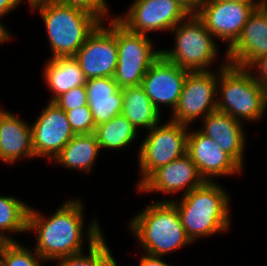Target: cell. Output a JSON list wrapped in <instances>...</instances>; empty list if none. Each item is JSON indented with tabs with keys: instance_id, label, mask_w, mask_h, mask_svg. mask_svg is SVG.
<instances>
[{
	"instance_id": "cell-36",
	"label": "cell",
	"mask_w": 267,
	"mask_h": 266,
	"mask_svg": "<svg viewBox=\"0 0 267 266\" xmlns=\"http://www.w3.org/2000/svg\"><path fill=\"white\" fill-rule=\"evenodd\" d=\"M0 18H2V16H0ZM9 39H11V34L10 32L7 31L5 26L1 24V21H0V44L8 41Z\"/></svg>"
},
{
	"instance_id": "cell-34",
	"label": "cell",
	"mask_w": 267,
	"mask_h": 266,
	"mask_svg": "<svg viewBox=\"0 0 267 266\" xmlns=\"http://www.w3.org/2000/svg\"><path fill=\"white\" fill-rule=\"evenodd\" d=\"M20 0H0V16H5L13 11L19 4Z\"/></svg>"
},
{
	"instance_id": "cell-10",
	"label": "cell",
	"mask_w": 267,
	"mask_h": 266,
	"mask_svg": "<svg viewBox=\"0 0 267 266\" xmlns=\"http://www.w3.org/2000/svg\"><path fill=\"white\" fill-rule=\"evenodd\" d=\"M110 26L100 22L89 34L74 58L85 78L114 77L118 62L116 35L113 33V17Z\"/></svg>"
},
{
	"instance_id": "cell-1",
	"label": "cell",
	"mask_w": 267,
	"mask_h": 266,
	"mask_svg": "<svg viewBox=\"0 0 267 266\" xmlns=\"http://www.w3.org/2000/svg\"><path fill=\"white\" fill-rule=\"evenodd\" d=\"M81 200L71 199L51 217L29 208L27 231L36 233L35 251L45 262L83 253L84 216Z\"/></svg>"
},
{
	"instance_id": "cell-32",
	"label": "cell",
	"mask_w": 267,
	"mask_h": 266,
	"mask_svg": "<svg viewBox=\"0 0 267 266\" xmlns=\"http://www.w3.org/2000/svg\"><path fill=\"white\" fill-rule=\"evenodd\" d=\"M177 1L189 14H197L202 4L206 0H175Z\"/></svg>"
},
{
	"instance_id": "cell-20",
	"label": "cell",
	"mask_w": 267,
	"mask_h": 266,
	"mask_svg": "<svg viewBox=\"0 0 267 266\" xmlns=\"http://www.w3.org/2000/svg\"><path fill=\"white\" fill-rule=\"evenodd\" d=\"M87 105L91 109L95 126L110 121L121 114L123 106L122 88L113 77L91 78L85 84Z\"/></svg>"
},
{
	"instance_id": "cell-6",
	"label": "cell",
	"mask_w": 267,
	"mask_h": 266,
	"mask_svg": "<svg viewBox=\"0 0 267 266\" xmlns=\"http://www.w3.org/2000/svg\"><path fill=\"white\" fill-rule=\"evenodd\" d=\"M175 32V47L161 50V55L189 72L209 71L213 60L217 58V46L214 36L206 28L197 14H189L170 32Z\"/></svg>"
},
{
	"instance_id": "cell-14",
	"label": "cell",
	"mask_w": 267,
	"mask_h": 266,
	"mask_svg": "<svg viewBox=\"0 0 267 266\" xmlns=\"http://www.w3.org/2000/svg\"><path fill=\"white\" fill-rule=\"evenodd\" d=\"M188 72L161 55L146 72L141 86L160 112V104L169 105L173 112L178 104Z\"/></svg>"
},
{
	"instance_id": "cell-15",
	"label": "cell",
	"mask_w": 267,
	"mask_h": 266,
	"mask_svg": "<svg viewBox=\"0 0 267 266\" xmlns=\"http://www.w3.org/2000/svg\"><path fill=\"white\" fill-rule=\"evenodd\" d=\"M225 60L248 68L257 58L267 55V4L255 8L238 39L226 49Z\"/></svg>"
},
{
	"instance_id": "cell-8",
	"label": "cell",
	"mask_w": 267,
	"mask_h": 266,
	"mask_svg": "<svg viewBox=\"0 0 267 266\" xmlns=\"http://www.w3.org/2000/svg\"><path fill=\"white\" fill-rule=\"evenodd\" d=\"M168 121L148 130L149 134L140 145L138 164L142 178L137 188L159 167L187 154L188 127Z\"/></svg>"
},
{
	"instance_id": "cell-21",
	"label": "cell",
	"mask_w": 267,
	"mask_h": 266,
	"mask_svg": "<svg viewBox=\"0 0 267 266\" xmlns=\"http://www.w3.org/2000/svg\"><path fill=\"white\" fill-rule=\"evenodd\" d=\"M43 74L48 88L54 95L50 102L76 86H85L87 82L74 57L50 58Z\"/></svg>"
},
{
	"instance_id": "cell-16",
	"label": "cell",
	"mask_w": 267,
	"mask_h": 266,
	"mask_svg": "<svg viewBox=\"0 0 267 266\" xmlns=\"http://www.w3.org/2000/svg\"><path fill=\"white\" fill-rule=\"evenodd\" d=\"M187 155L196 164L200 176L212 182L213 177L227 176L241 172V166L226 152L222 151L213 139L199 129L189 132Z\"/></svg>"
},
{
	"instance_id": "cell-9",
	"label": "cell",
	"mask_w": 267,
	"mask_h": 266,
	"mask_svg": "<svg viewBox=\"0 0 267 266\" xmlns=\"http://www.w3.org/2000/svg\"><path fill=\"white\" fill-rule=\"evenodd\" d=\"M217 86L218 75L211 70L188 72L170 120L188 126L199 116L204 119L208 114L216 111L217 100L214 98L218 93Z\"/></svg>"
},
{
	"instance_id": "cell-26",
	"label": "cell",
	"mask_w": 267,
	"mask_h": 266,
	"mask_svg": "<svg viewBox=\"0 0 267 266\" xmlns=\"http://www.w3.org/2000/svg\"><path fill=\"white\" fill-rule=\"evenodd\" d=\"M87 235L89 254L80 253L56 259L59 261L58 266H99L101 256L109 247L96 220L90 223Z\"/></svg>"
},
{
	"instance_id": "cell-7",
	"label": "cell",
	"mask_w": 267,
	"mask_h": 266,
	"mask_svg": "<svg viewBox=\"0 0 267 266\" xmlns=\"http://www.w3.org/2000/svg\"><path fill=\"white\" fill-rule=\"evenodd\" d=\"M113 33L116 35L118 47L114 81L119 88L141 85L146 72L161 56V50L153 48V42L147 35L128 30L115 17Z\"/></svg>"
},
{
	"instance_id": "cell-19",
	"label": "cell",
	"mask_w": 267,
	"mask_h": 266,
	"mask_svg": "<svg viewBox=\"0 0 267 266\" xmlns=\"http://www.w3.org/2000/svg\"><path fill=\"white\" fill-rule=\"evenodd\" d=\"M32 157L35 158L31 125L0 109V161L10 164Z\"/></svg>"
},
{
	"instance_id": "cell-33",
	"label": "cell",
	"mask_w": 267,
	"mask_h": 266,
	"mask_svg": "<svg viewBox=\"0 0 267 266\" xmlns=\"http://www.w3.org/2000/svg\"><path fill=\"white\" fill-rule=\"evenodd\" d=\"M139 264V266H170L162 260V256H156L149 253H146L145 256L141 257Z\"/></svg>"
},
{
	"instance_id": "cell-12",
	"label": "cell",
	"mask_w": 267,
	"mask_h": 266,
	"mask_svg": "<svg viewBox=\"0 0 267 266\" xmlns=\"http://www.w3.org/2000/svg\"><path fill=\"white\" fill-rule=\"evenodd\" d=\"M264 4H245L226 0H206L197 13L206 28L228 48L238 39L255 8Z\"/></svg>"
},
{
	"instance_id": "cell-24",
	"label": "cell",
	"mask_w": 267,
	"mask_h": 266,
	"mask_svg": "<svg viewBox=\"0 0 267 266\" xmlns=\"http://www.w3.org/2000/svg\"><path fill=\"white\" fill-rule=\"evenodd\" d=\"M138 131L127 118L119 114L110 121L96 126L94 135L100 149H121L134 142Z\"/></svg>"
},
{
	"instance_id": "cell-35",
	"label": "cell",
	"mask_w": 267,
	"mask_h": 266,
	"mask_svg": "<svg viewBox=\"0 0 267 266\" xmlns=\"http://www.w3.org/2000/svg\"><path fill=\"white\" fill-rule=\"evenodd\" d=\"M99 266H117V261L108 249L102 256Z\"/></svg>"
},
{
	"instance_id": "cell-13",
	"label": "cell",
	"mask_w": 267,
	"mask_h": 266,
	"mask_svg": "<svg viewBox=\"0 0 267 266\" xmlns=\"http://www.w3.org/2000/svg\"><path fill=\"white\" fill-rule=\"evenodd\" d=\"M31 129L35 158L53 160L75 135L66 112L53 102L47 104Z\"/></svg>"
},
{
	"instance_id": "cell-25",
	"label": "cell",
	"mask_w": 267,
	"mask_h": 266,
	"mask_svg": "<svg viewBox=\"0 0 267 266\" xmlns=\"http://www.w3.org/2000/svg\"><path fill=\"white\" fill-rule=\"evenodd\" d=\"M29 206L15 197L0 196V242L15 241L6 233H25ZM6 231V233H4Z\"/></svg>"
},
{
	"instance_id": "cell-22",
	"label": "cell",
	"mask_w": 267,
	"mask_h": 266,
	"mask_svg": "<svg viewBox=\"0 0 267 266\" xmlns=\"http://www.w3.org/2000/svg\"><path fill=\"white\" fill-rule=\"evenodd\" d=\"M123 106L121 114L139 132V128L150 130L160 124V111L154 106L141 85L122 88Z\"/></svg>"
},
{
	"instance_id": "cell-38",
	"label": "cell",
	"mask_w": 267,
	"mask_h": 266,
	"mask_svg": "<svg viewBox=\"0 0 267 266\" xmlns=\"http://www.w3.org/2000/svg\"><path fill=\"white\" fill-rule=\"evenodd\" d=\"M22 2V0H20ZM24 1V0H23ZM30 7L38 2H42V1H48V0H27Z\"/></svg>"
},
{
	"instance_id": "cell-3",
	"label": "cell",
	"mask_w": 267,
	"mask_h": 266,
	"mask_svg": "<svg viewBox=\"0 0 267 266\" xmlns=\"http://www.w3.org/2000/svg\"><path fill=\"white\" fill-rule=\"evenodd\" d=\"M129 225L138 243L152 255L163 257L192 243L171 199L149 204Z\"/></svg>"
},
{
	"instance_id": "cell-37",
	"label": "cell",
	"mask_w": 267,
	"mask_h": 266,
	"mask_svg": "<svg viewBox=\"0 0 267 266\" xmlns=\"http://www.w3.org/2000/svg\"><path fill=\"white\" fill-rule=\"evenodd\" d=\"M226 1H233V2H241L245 4H265L266 0H226Z\"/></svg>"
},
{
	"instance_id": "cell-30",
	"label": "cell",
	"mask_w": 267,
	"mask_h": 266,
	"mask_svg": "<svg viewBox=\"0 0 267 266\" xmlns=\"http://www.w3.org/2000/svg\"><path fill=\"white\" fill-rule=\"evenodd\" d=\"M58 3L72 6L95 16L100 22L107 18L108 7L106 0H54Z\"/></svg>"
},
{
	"instance_id": "cell-2",
	"label": "cell",
	"mask_w": 267,
	"mask_h": 266,
	"mask_svg": "<svg viewBox=\"0 0 267 266\" xmlns=\"http://www.w3.org/2000/svg\"><path fill=\"white\" fill-rule=\"evenodd\" d=\"M229 194L214 181L182 195L177 207L186 235L192 242L228 230L230 220Z\"/></svg>"
},
{
	"instance_id": "cell-23",
	"label": "cell",
	"mask_w": 267,
	"mask_h": 266,
	"mask_svg": "<svg viewBox=\"0 0 267 266\" xmlns=\"http://www.w3.org/2000/svg\"><path fill=\"white\" fill-rule=\"evenodd\" d=\"M100 146L94 133L75 134L68 144L55 156L57 161L67 168L89 173L98 156Z\"/></svg>"
},
{
	"instance_id": "cell-11",
	"label": "cell",
	"mask_w": 267,
	"mask_h": 266,
	"mask_svg": "<svg viewBox=\"0 0 267 266\" xmlns=\"http://www.w3.org/2000/svg\"><path fill=\"white\" fill-rule=\"evenodd\" d=\"M189 13L175 0H135L124 16L115 18L128 30L146 35L172 30Z\"/></svg>"
},
{
	"instance_id": "cell-31",
	"label": "cell",
	"mask_w": 267,
	"mask_h": 266,
	"mask_svg": "<svg viewBox=\"0 0 267 266\" xmlns=\"http://www.w3.org/2000/svg\"><path fill=\"white\" fill-rule=\"evenodd\" d=\"M258 69L257 75L254 73L255 80L265 89L267 92V55H263L257 58L248 69ZM256 75V76H255Z\"/></svg>"
},
{
	"instance_id": "cell-5",
	"label": "cell",
	"mask_w": 267,
	"mask_h": 266,
	"mask_svg": "<svg viewBox=\"0 0 267 266\" xmlns=\"http://www.w3.org/2000/svg\"><path fill=\"white\" fill-rule=\"evenodd\" d=\"M218 71V111L227 113L240 122H255L264 116L267 110L266 91L255 80L251 70L226 61Z\"/></svg>"
},
{
	"instance_id": "cell-28",
	"label": "cell",
	"mask_w": 267,
	"mask_h": 266,
	"mask_svg": "<svg viewBox=\"0 0 267 266\" xmlns=\"http://www.w3.org/2000/svg\"><path fill=\"white\" fill-rule=\"evenodd\" d=\"M67 119L75 134H91L96 128L91 109L86 106L66 111Z\"/></svg>"
},
{
	"instance_id": "cell-27",
	"label": "cell",
	"mask_w": 267,
	"mask_h": 266,
	"mask_svg": "<svg viewBox=\"0 0 267 266\" xmlns=\"http://www.w3.org/2000/svg\"><path fill=\"white\" fill-rule=\"evenodd\" d=\"M33 251L16 241L0 242L2 266H43L45 260Z\"/></svg>"
},
{
	"instance_id": "cell-29",
	"label": "cell",
	"mask_w": 267,
	"mask_h": 266,
	"mask_svg": "<svg viewBox=\"0 0 267 266\" xmlns=\"http://www.w3.org/2000/svg\"><path fill=\"white\" fill-rule=\"evenodd\" d=\"M55 103L62 110L69 111L87 105V93L85 86H76L58 96Z\"/></svg>"
},
{
	"instance_id": "cell-17",
	"label": "cell",
	"mask_w": 267,
	"mask_h": 266,
	"mask_svg": "<svg viewBox=\"0 0 267 266\" xmlns=\"http://www.w3.org/2000/svg\"><path fill=\"white\" fill-rule=\"evenodd\" d=\"M204 182L205 180L200 176L196 164L185 154L181 158L159 167L137 190L143 193L175 194L184 189L182 195H185Z\"/></svg>"
},
{
	"instance_id": "cell-18",
	"label": "cell",
	"mask_w": 267,
	"mask_h": 266,
	"mask_svg": "<svg viewBox=\"0 0 267 266\" xmlns=\"http://www.w3.org/2000/svg\"><path fill=\"white\" fill-rule=\"evenodd\" d=\"M243 124L229 114L216 110L203 119V129H199L213 139L220 149L229 154L242 169L246 145Z\"/></svg>"
},
{
	"instance_id": "cell-4",
	"label": "cell",
	"mask_w": 267,
	"mask_h": 266,
	"mask_svg": "<svg viewBox=\"0 0 267 266\" xmlns=\"http://www.w3.org/2000/svg\"><path fill=\"white\" fill-rule=\"evenodd\" d=\"M30 8L34 11L37 9L43 19L52 59L74 57L89 34L100 23L88 12L54 0L38 2Z\"/></svg>"
}]
</instances>
